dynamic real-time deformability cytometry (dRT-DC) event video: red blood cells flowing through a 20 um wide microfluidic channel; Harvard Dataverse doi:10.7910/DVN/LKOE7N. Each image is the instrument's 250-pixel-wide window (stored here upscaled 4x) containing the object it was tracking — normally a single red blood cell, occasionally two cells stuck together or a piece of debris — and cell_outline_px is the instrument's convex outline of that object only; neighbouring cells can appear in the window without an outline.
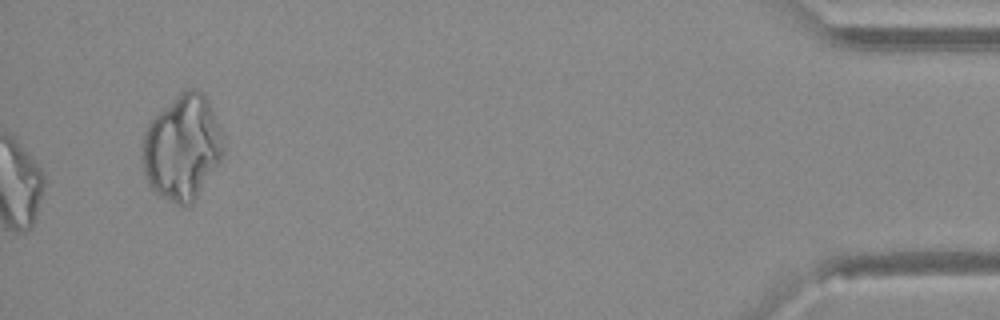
{"species": "Egyptian fruit bat (a non-hibernating species)", "species_latin": "Rousettus aegyptiacus", "temperature_condition": "warm", "stored_images_in_passage": 37, "camera_frame_rate_fps": 3000, "um_per_image_px": 0.085, "animal": {"sex": "female"}, "frame": {"image": 1, "passage_image": 37, "time_ms": 12.0, "image_size_px": [1000, 320], "cell_outline_px": [[224, 152], [220, 160], [192, 204], [184, 208], [160, 196], [148, 184], [144, 176], [140, 156], [140, 148], [144, 132], [152, 116], [180, 92], [188, 88], [196, 88], [204, 92], [208, 100], [220, 128], [224, 148]], "centroid_in_image_um": [15.44, 12.53], "position_along_channel_um": 419.8, "area_um2": 50.34}}